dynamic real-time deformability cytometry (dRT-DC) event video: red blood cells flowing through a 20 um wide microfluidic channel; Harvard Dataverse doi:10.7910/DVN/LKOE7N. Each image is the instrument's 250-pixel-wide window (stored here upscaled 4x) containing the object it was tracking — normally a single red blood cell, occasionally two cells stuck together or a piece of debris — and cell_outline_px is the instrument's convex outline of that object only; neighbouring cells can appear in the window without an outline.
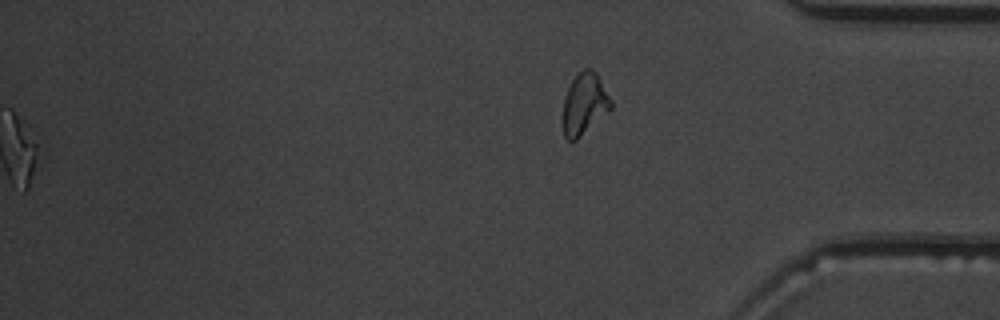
{"species": "common noctule bat (a hibernating species)", "species_latin": "Nyctalus noctula", "temperature_condition": "warm", "stored_images_in_passage": 38, "segment_of_instrument_passage": [2, 2], "camera_frame_rate_fps": 3000, "um_per_image_px": 0.085, "animal": {"sex": "male", "body_mass_g": 19.5, "forearm_length_mm": 54.6}, "frame": {"image": 1, "passage_image": 38, "time_ms": 12.333, "image_size_px": [1000, 320], "cell_outline_px": [[612, 108], [576, 140], [568, 140], [564, 136], [560, 120], [564, 100], [568, 88], [572, 80], [584, 68], [592, 68], [596, 72], [612, 100]], "centroid_in_image_um": [49.65, 8.85], "position_along_channel_um": 385.6, "area_um2": 17.4}}